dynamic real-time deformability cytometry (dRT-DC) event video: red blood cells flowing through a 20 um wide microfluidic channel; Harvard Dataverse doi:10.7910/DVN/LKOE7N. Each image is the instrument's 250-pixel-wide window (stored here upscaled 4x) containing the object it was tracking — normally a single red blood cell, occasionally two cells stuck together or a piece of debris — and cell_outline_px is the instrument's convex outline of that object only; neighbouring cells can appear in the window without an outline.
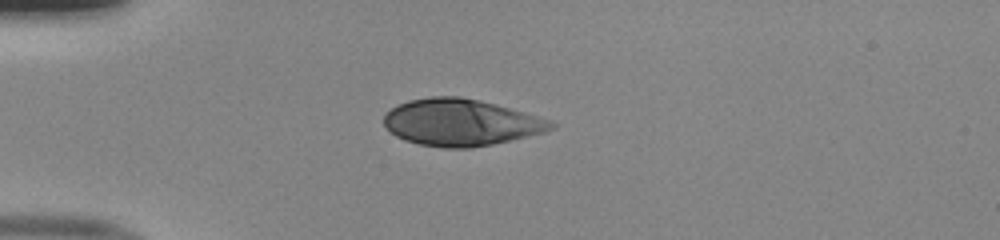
{"species": "human", "species_latin": "Homo sapiens", "temperature_condition": "room temperature", "stored_images_in_passage": 38, "camera_frame_rate_fps": 3000, "um_per_image_px": 0.085, "donor": {"sex": "male"}, "frame": {"image": 1, "passage_image": 1, "time_ms": 0.0, "image_size_px": [1000, 240], "cell_outline_px": [[556, 128], [544, 132], [492, 144], [468, 148], [444, 148], [420, 144], [404, 140], [396, 136], [384, 124], [384, 116], [396, 104], [408, 100], [428, 96], [460, 96], [480, 100], [496, 104], [552, 120], [556, 124]], "centroid_in_image_um": [39.18, 10.39], "position_along_channel_um": 45.8, "area_um2": 45.55}}
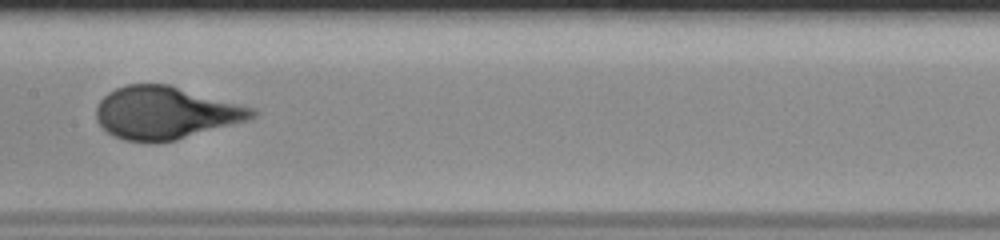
{"frame": {"image": 2, "passage_image": 14, "time_ms": 4.333, "image_size_px": [1000, 240], "cell_outline_px": [[260, 112], [256, 116], [248, 120], [176, 140], [152, 144], [124, 140], [108, 132], [96, 120], [96, 108], [100, 100], [108, 92], [116, 88], [128, 84], [168, 84], [256, 108]], "centroid_in_image_um": [14.08, 9.6], "position_along_channel_um": 193.3, "area_um2": 48.03}}
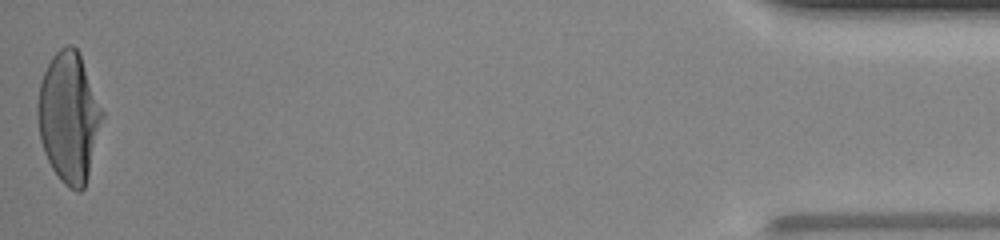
{"frame": {"image": 3, "passage_image": 38, "time_ms": 12.333, "image_size_px": [1000, 240], "cell_outline_px": [[104, 116], [88, 176], [84, 188], [80, 192], [76, 192], [68, 188], [60, 180], [52, 168], [44, 152], [40, 140], [36, 116], [36, 104], [40, 80], [52, 56], [60, 48], [68, 44], [72, 44], [80, 52], [104, 112]], "centroid_in_image_um": [5.85, 9.95], "position_along_channel_um": 429.4, "area_um2": 49.53}, "authors_computed_cell_mechanics": {"area_um2": 47.5405, "velocity_mm_per_s": 4.0079, "shape_relaxation_time_tau1_ms": 3.9555, "shape_relaxation_time_tau2_ms": null, "deformation_change_tau1": 0.2436, "deformation_change_tau2": null}}